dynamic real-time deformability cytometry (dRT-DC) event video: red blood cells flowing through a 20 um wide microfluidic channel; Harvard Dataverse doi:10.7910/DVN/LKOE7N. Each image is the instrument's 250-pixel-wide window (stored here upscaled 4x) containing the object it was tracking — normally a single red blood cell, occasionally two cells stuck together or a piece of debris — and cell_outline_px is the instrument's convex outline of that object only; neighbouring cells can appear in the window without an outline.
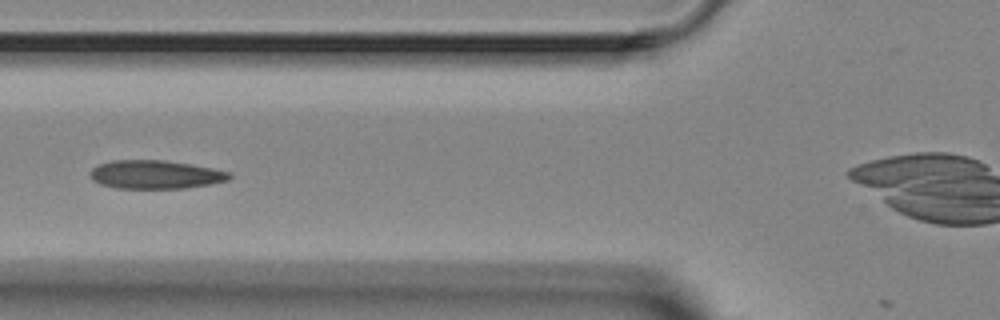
{"species": "Egyptian fruit bat (a non-hibernating species)", "species_latin": "Rousettus aegyptiacus", "temperature_condition": "room temperature", "stored_images_in_passage": 5, "camera_frame_rate_fps": 3000, "um_per_image_px": 0.085, "animal": {"sex": "female"}, "frame": {"image": 1, "passage_image": 4, "time_ms": 3.667, "image_size_px": [1000, 320], "cell_outline_px": [[232, 176], [228, 180], [212, 184], [184, 188], [116, 188], [100, 184], [92, 180], [88, 176], [88, 172], [92, 168], [100, 164], [112, 160], [164, 160], [192, 164], [232, 172]], "centroid_in_image_um": [13.2, 14.83], "position_along_channel_um": 112.6, "area_um2": 23.35}}
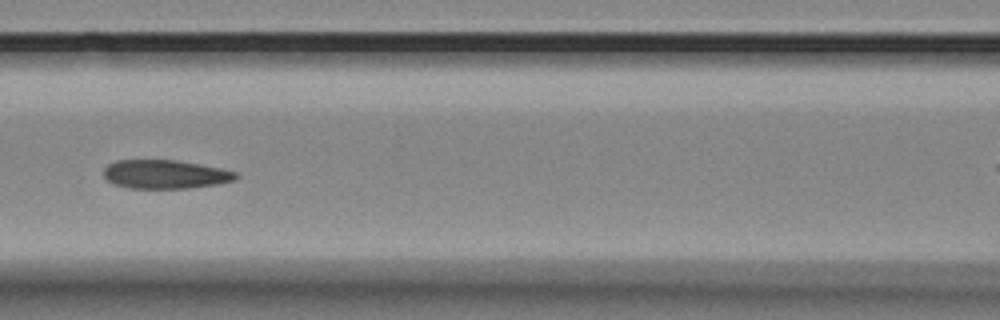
{"frame": {"image": 2, "passage_image": 5, "time_ms": 4.667, "image_size_px": [1000, 320], "cell_outline_px": [[240, 176], [236, 180], [216, 184], [188, 188], [128, 188], [116, 184], [108, 180], [104, 176], [104, 168], [108, 164], [116, 160], [176, 160], [220, 168], [236, 172]], "centroid_in_image_um": [14.05, 14.81], "position_along_channel_um": 152.6, "area_um2": 22.02}}